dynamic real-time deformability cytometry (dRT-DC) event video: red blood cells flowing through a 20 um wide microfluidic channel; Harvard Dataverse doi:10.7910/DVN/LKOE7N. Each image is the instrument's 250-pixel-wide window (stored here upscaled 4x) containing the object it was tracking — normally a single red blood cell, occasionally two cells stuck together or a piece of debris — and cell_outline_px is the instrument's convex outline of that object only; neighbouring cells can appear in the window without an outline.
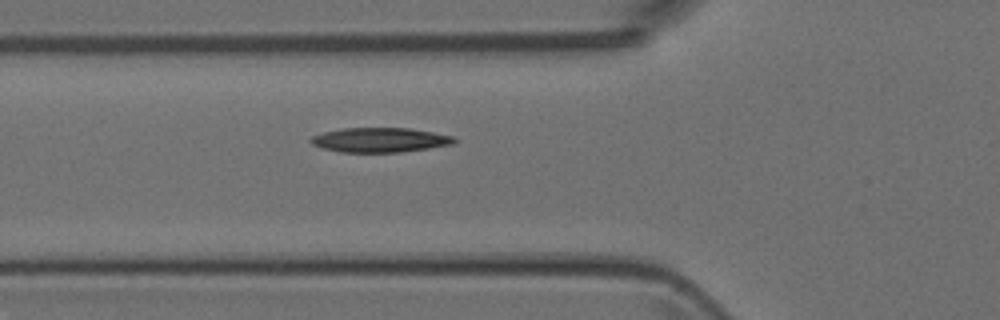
{"species": "Egyptian fruit bat (a non-hibernating species)", "species_latin": "Rousettus aegyptiacus", "temperature_condition": "room temperature", "stored_images_in_passage": 33, "camera_frame_rate_fps": 3000, "um_per_image_px": 0.085, "animal": {"sex": "female"}, "frame": {"image": 1, "passage_image": 3, "time_ms": 0.667, "image_size_px": [1000, 320], "cell_outline_px": [[456, 140], [452, 144], [428, 148], [400, 152], [340, 152], [324, 148], [312, 144], [308, 140], [312, 136], [324, 132], [340, 128], [408, 128], [432, 132], [452, 136]], "centroid_in_image_um": [32.25, 11.89], "position_along_channel_um": 93.5, "area_um2": 20.35}}
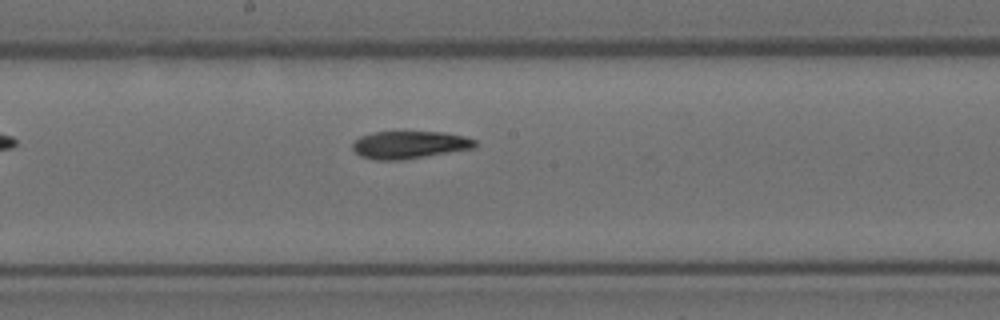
{"frame": {"image": 2, "passage_image": 12, "time_ms": 3.667, "image_size_px": [1000, 320], "cell_outline_px": [[476, 148], [400, 160], [376, 160], [360, 156], [352, 148], [352, 144], [360, 136], [372, 132], [444, 132], [464, 136], [476, 140]], "centroid_in_image_um": [34.81, 12.3], "position_along_channel_um": 213.4, "area_um2": 19.65}}
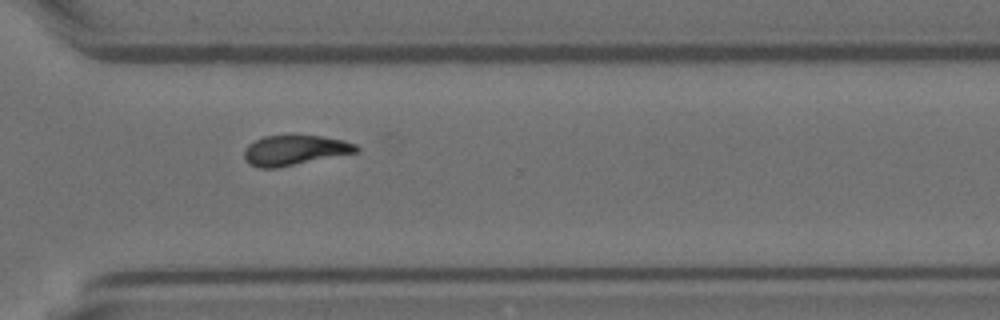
{"frame": {"image": 3, "passage_image": 22, "time_ms": 7.0, "image_size_px": [1000, 320], "cell_outline_px": [[360, 148], [356, 152], [276, 168], [260, 168], [248, 164], [244, 160], [244, 148], [248, 144], [264, 136], [320, 136], [344, 140], [356, 144]], "centroid_in_image_um": [25.01, 12.77], "position_along_channel_um": 345.6, "area_um2": 19.42}}